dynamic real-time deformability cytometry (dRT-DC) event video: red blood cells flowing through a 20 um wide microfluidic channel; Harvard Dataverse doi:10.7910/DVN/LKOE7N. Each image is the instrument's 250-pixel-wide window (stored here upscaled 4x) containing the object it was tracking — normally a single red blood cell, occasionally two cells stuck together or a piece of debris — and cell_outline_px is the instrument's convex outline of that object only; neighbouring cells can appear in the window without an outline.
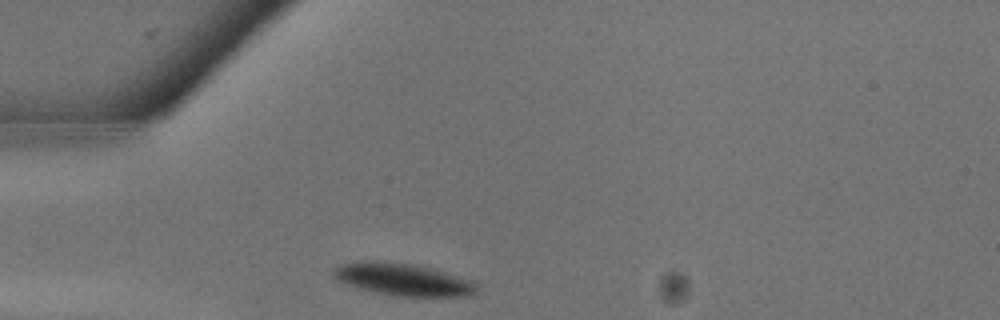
{"species": "common noctule bat (a hibernating species)", "species_latin": "Nyctalus noctula", "temperature_condition": "warm", "stored_images_in_passage": 5, "camera_frame_rate_fps": 3000, "um_per_image_px": 0.085, "animal": {"sex": "male", "body_mass_g": 13.3}, "frame": {"image": 1, "passage_image": 1, "time_ms": 0.0, "image_size_px": [1000, 320], "cell_outline_px": [[476, 292], [464, 296], [396, 296], [376, 292], [360, 288], [348, 284], [332, 276], [332, 272], [336, 268], [344, 264], [356, 260], [376, 260], [412, 264], [432, 268], [460, 276], [472, 280], [476, 284]], "centroid_in_image_um": [34.26, 23.73], "position_along_channel_um": 50.7, "area_um2": 26.76}}
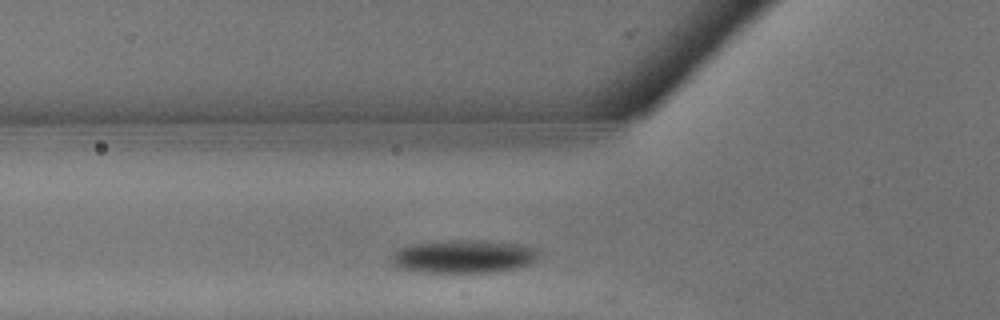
{"frame": {"image": 2, "passage_image": 3, "time_ms": 0.667, "image_size_px": [1000, 320], "cell_outline_px": [[540, 252], [528, 264], [516, 268], [496, 272], [420, 272], [396, 268], [392, 264], [392, 256], [400, 248], [408, 244], [444, 240], [488, 240], [516, 244], [536, 248]], "centroid_in_image_um": [39.35, 21.79], "position_along_channel_um": 86.5, "area_um2": 28.55}}
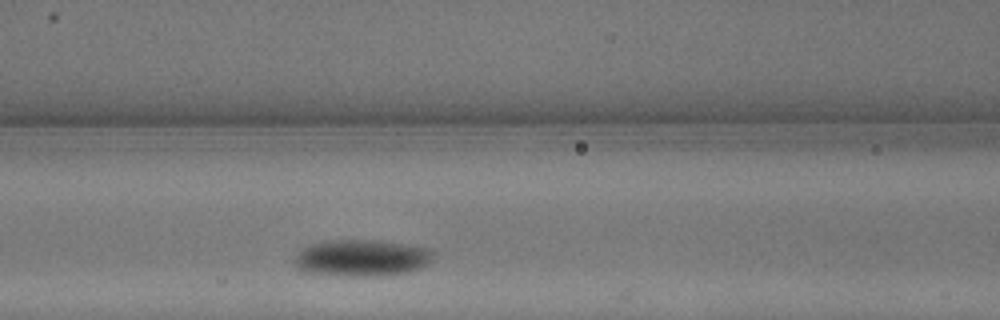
{"frame": {"image": 3, "passage_image": 5, "time_ms": 1.333, "image_size_px": [1000, 320], "cell_outline_px": [[432, 260], [428, 264], [420, 268], [408, 272], [384, 276], [344, 276], [308, 272], [300, 268], [292, 260], [308, 244], [324, 240], [380, 240], [408, 244], [432, 248]], "centroid_in_image_um": [30.79, 21.91], "position_along_channel_um": 135.8, "area_um2": 29.94}}